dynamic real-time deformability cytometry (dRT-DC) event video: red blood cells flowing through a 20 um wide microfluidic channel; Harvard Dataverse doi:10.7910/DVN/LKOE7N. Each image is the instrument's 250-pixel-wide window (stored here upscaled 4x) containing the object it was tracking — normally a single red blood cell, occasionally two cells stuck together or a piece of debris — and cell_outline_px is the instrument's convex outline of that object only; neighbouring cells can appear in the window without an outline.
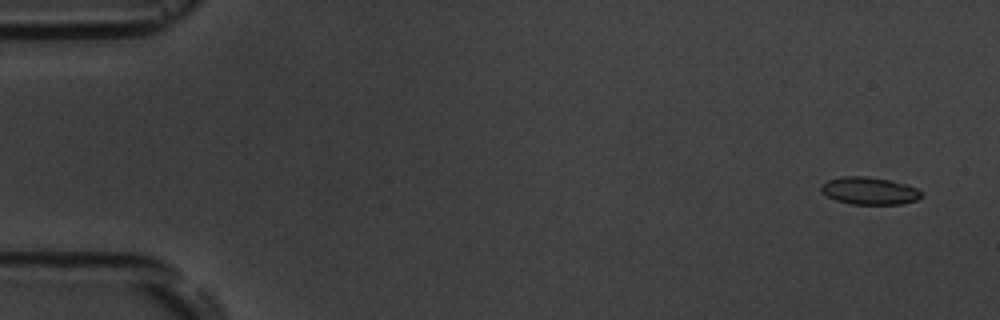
{"species": "common noctule bat (a hibernating species)", "species_latin": "Nyctalus noctula", "temperature_condition": "room temperature", "stored_images_in_passage": 5, "camera_frame_rate_fps": 3000, "um_per_image_px": 0.085, "animal": {"sex": "male", "body_mass_g": 19.5, "forearm_length_mm": 54.6}, "frame": {"image": 1, "passage_image": 1, "time_ms": 0.0, "image_size_px": [1000, 320], "cell_outline_px": [[920, 196], [916, 200], [900, 204], [852, 204], [836, 200], [820, 192], [820, 184], [828, 180], [844, 176], [868, 176], [892, 180], [908, 184], [916, 188], [920, 192]], "centroid_in_image_um": [73.86, 16.2], "position_along_channel_um": 11.1, "area_um2": 16.07}}
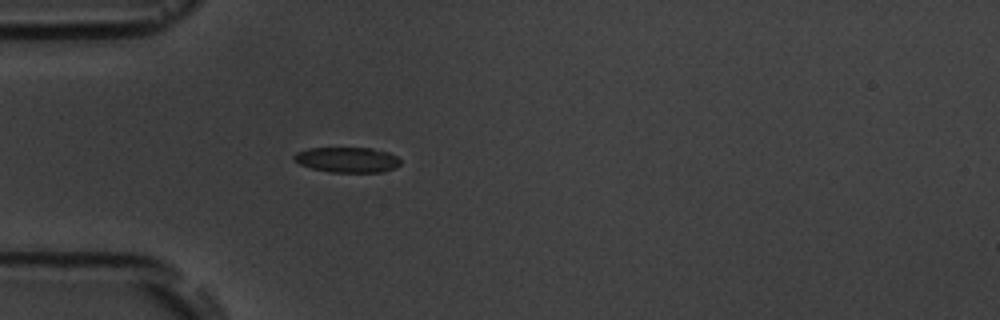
{"frame": {"image": 2, "passage_image": 5, "time_ms": 4.667, "image_size_px": [1000, 320], "cell_outline_px": [[400, 164], [396, 168], [384, 172], [332, 172], [312, 168], [300, 164], [292, 160], [292, 156], [296, 152], [308, 148], [372, 148], [388, 152], [396, 156], [400, 160]], "centroid_in_image_um": [29.51, 13.58], "position_along_channel_um": 55.5, "area_um2": 15.78}}